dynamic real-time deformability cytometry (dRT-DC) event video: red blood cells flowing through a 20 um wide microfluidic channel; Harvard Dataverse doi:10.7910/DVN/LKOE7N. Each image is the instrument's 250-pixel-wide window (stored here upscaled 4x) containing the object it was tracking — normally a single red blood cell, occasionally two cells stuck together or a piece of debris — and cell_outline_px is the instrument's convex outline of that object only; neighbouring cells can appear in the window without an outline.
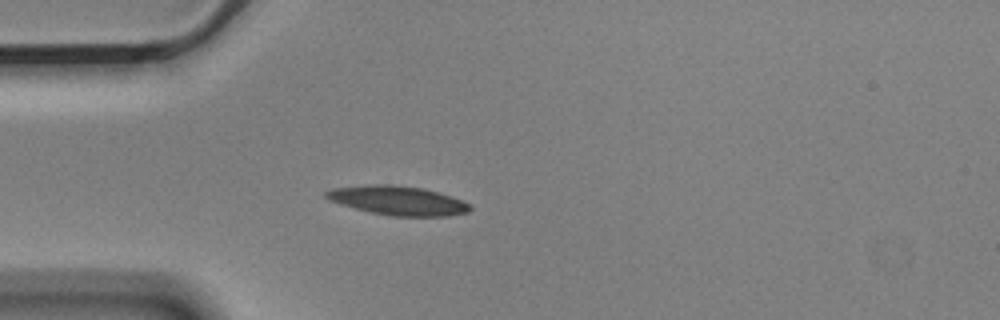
{"species": "Egyptian fruit bat (a non-hibernating species)", "species_latin": "Rousettus aegyptiacus", "temperature_condition": "cold", "stored_images_in_passage": 2, "camera_frame_rate_fps": 3000, "um_per_image_px": 0.085, "animal": {"sex": "male"}, "frame": {"image": 1, "passage_image": 2, "time_ms": 0.333, "image_size_px": [1000, 320], "cell_outline_px": [[472, 208], [468, 212], [448, 216], [392, 216], [372, 212], [340, 204], [328, 200], [324, 196], [324, 192], [332, 188], [368, 184], [392, 184], [424, 188], [460, 200], [468, 204]], "centroid_in_image_um": [33.76, 17.03], "position_along_channel_um": 51.2, "area_um2": 24.28}}